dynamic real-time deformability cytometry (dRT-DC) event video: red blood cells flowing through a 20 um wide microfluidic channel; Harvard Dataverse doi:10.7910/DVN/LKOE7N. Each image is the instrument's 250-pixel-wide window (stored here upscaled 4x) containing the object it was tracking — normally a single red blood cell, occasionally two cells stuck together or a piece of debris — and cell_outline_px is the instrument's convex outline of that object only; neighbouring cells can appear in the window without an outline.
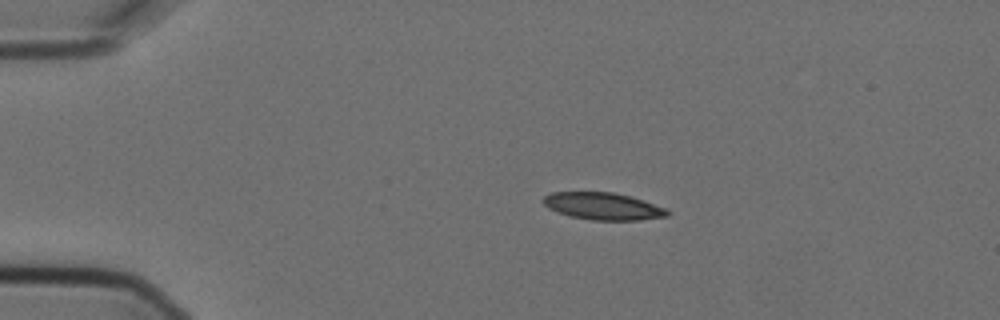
{"species": "Egyptian fruit bat (a non-hibernating species)", "species_latin": "Rousettus aegyptiacus", "temperature_condition": "cold", "stored_images_in_passage": 10, "camera_frame_rate_fps": 3000, "um_per_image_px": 0.085, "animal": {"sex": "female"}, "frame": {"image": 1, "passage_image": 2, "time_ms": 0.333, "image_size_px": [1000, 320], "cell_outline_px": [[672, 212], [668, 216], [640, 220], [592, 220], [568, 216], [556, 212], [548, 208], [540, 200], [544, 196], [552, 192], [612, 192], [628, 196], [664, 208]], "centroid_in_image_um": [51.19, 17.53], "position_along_channel_um": 33.8, "area_um2": 19.59}}
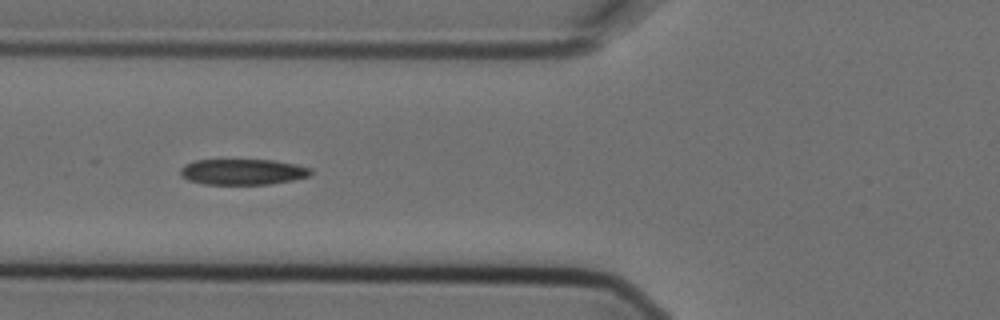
{"frame": {"image": 2, "passage_image": 5, "time_ms": 1.333, "image_size_px": [1000, 320], "cell_outline_px": [[312, 172], [308, 176], [292, 180], [268, 184], [204, 184], [188, 180], [180, 176], [180, 168], [184, 164], [196, 160], [272, 160], [296, 164], [312, 168]], "centroid_in_image_um": [20.61, 14.6], "position_along_channel_um": 105.2, "area_um2": 19.59}}
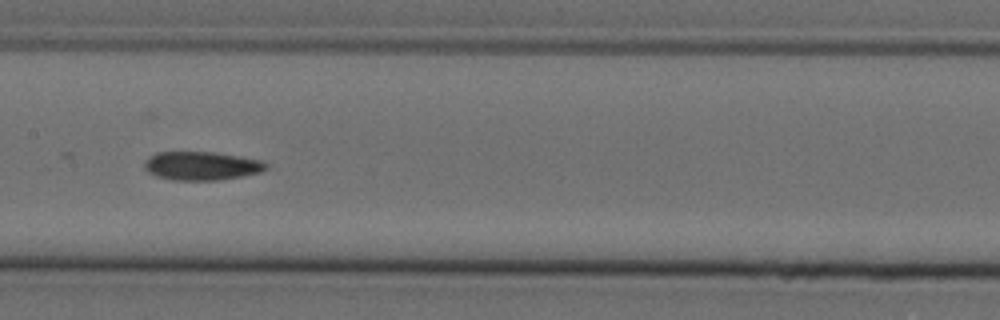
{"frame": {"image": 3, "passage_image": 7, "time_ms": 2.0, "image_size_px": [1000, 320], "cell_outline_px": [[268, 168], [260, 172], [220, 180], [172, 180], [156, 176], [148, 172], [144, 168], [144, 160], [148, 156], [156, 152], [216, 152], [260, 160], [268, 164]], "centroid_in_image_um": [17.09, 14.09], "position_along_channel_um": 190.3, "area_um2": 20.35}}